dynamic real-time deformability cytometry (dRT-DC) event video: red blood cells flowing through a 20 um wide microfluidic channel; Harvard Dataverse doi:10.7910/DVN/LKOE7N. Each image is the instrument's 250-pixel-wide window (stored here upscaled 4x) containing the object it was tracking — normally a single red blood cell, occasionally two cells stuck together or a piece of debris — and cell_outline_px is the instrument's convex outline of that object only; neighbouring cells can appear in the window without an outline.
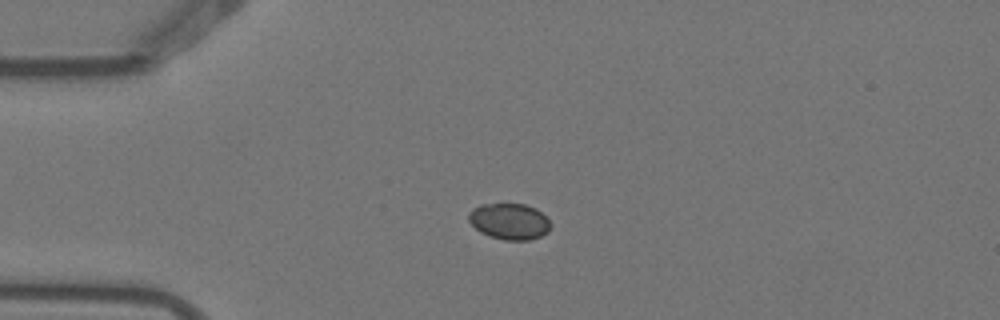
{"species": "Egyptian fruit bat (a non-hibernating species)", "species_latin": "Rousettus aegyptiacus", "temperature_condition": "warm", "stored_images_in_passage": 5, "camera_frame_rate_fps": 3000, "um_per_image_px": 0.085, "animal": {"sex": "female"}, "frame": {"image": 1, "passage_image": 3, "time_ms": 0.667, "image_size_px": [1000, 320], "cell_outline_px": [[552, 224], [548, 232], [540, 236], [528, 240], [504, 240], [488, 236], [480, 232], [468, 220], [468, 212], [472, 208], [480, 204], [504, 200], [524, 204], [536, 208]], "centroid_in_image_um": [43.26, 18.76], "position_along_channel_um": 41.7, "area_um2": 17.98}}
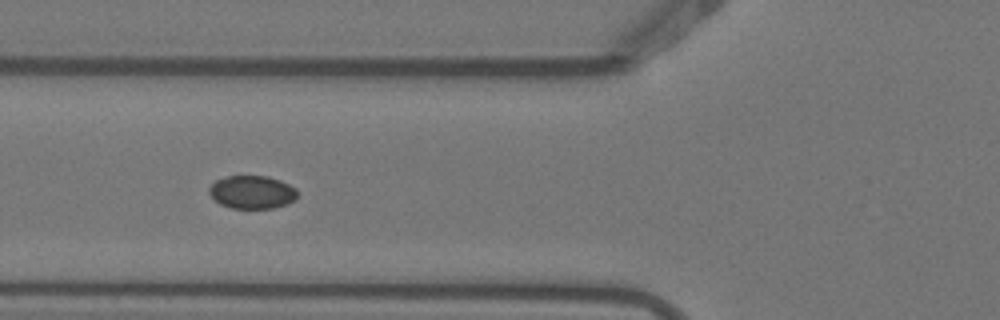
{"frame": {"image": 2, "passage_image": 5, "time_ms": 1.333, "image_size_px": [1000, 320], "cell_outline_px": [[296, 200], [288, 204], [272, 208], [232, 208], [220, 204], [208, 192], [208, 188], [216, 180], [228, 176], [268, 176], [280, 180], [296, 188]], "centroid_in_image_um": [21.44, 16.33], "position_along_channel_um": 104.4, "area_um2": 16.99}}